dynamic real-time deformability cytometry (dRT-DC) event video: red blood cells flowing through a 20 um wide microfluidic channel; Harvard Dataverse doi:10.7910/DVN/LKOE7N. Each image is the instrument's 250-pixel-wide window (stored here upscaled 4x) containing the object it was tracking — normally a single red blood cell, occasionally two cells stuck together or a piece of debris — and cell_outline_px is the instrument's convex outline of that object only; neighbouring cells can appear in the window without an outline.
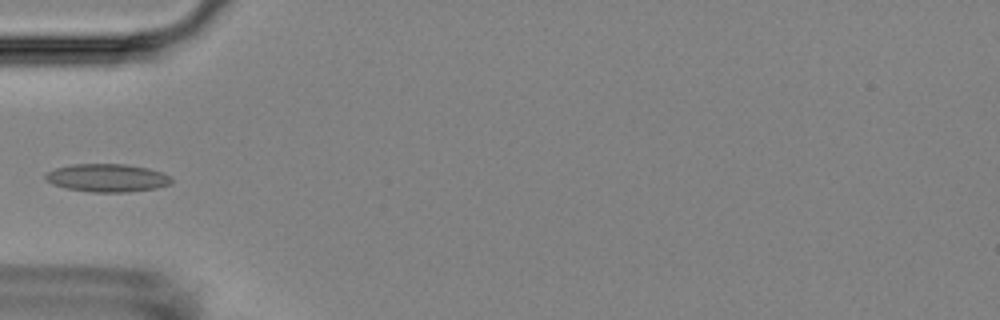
{"species": "Egyptian fruit bat (a non-hibernating species)", "species_latin": "Rousettus aegyptiacus", "temperature_condition": "room temperature", "stored_images_in_passage": 6, "camera_frame_rate_fps": 3000, "um_per_image_px": 0.085, "animal": {"sex": "female"}, "frame": {"image": 1, "passage_image": 6, "time_ms": 5.667, "image_size_px": [1000, 320], "cell_outline_px": [[172, 184], [156, 188], [124, 192], [92, 192], [64, 188], [52, 184], [44, 180], [44, 176], [48, 172], [56, 168], [72, 164], [124, 164], [148, 168], [172, 176]], "centroid_in_image_um": [9.1, 15.12], "position_along_channel_um": 75.9, "area_um2": 20.63}}